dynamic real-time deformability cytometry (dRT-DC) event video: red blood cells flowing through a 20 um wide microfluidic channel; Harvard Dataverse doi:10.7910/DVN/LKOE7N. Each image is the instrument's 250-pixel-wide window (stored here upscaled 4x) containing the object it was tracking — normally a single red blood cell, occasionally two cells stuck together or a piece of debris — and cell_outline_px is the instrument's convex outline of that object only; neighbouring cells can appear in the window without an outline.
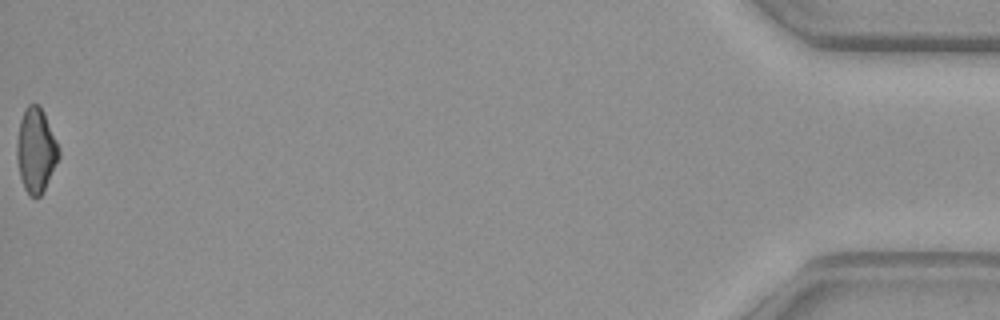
{"species": "common noctule bat (a hibernating species)", "species_latin": "Nyctalus noctula", "temperature_condition": "warm", "stored_images_in_passage": 36, "camera_frame_rate_fps": 3000, "um_per_image_px": 0.085, "animal": {"sex": "female", "body_mass_g": 29.2, "forearm_length_mm": 56.3}, "frame": {"image": 1, "passage_image": 36, "time_ms": 11.667, "image_size_px": [1000, 320], "cell_outline_px": [[60, 156], [40, 196], [28, 196], [24, 188], [20, 176], [16, 156], [16, 144], [20, 120], [28, 104], [36, 104], [44, 112], [56, 140], [60, 152]], "centroid_in_image_um": [3.04, 12.78], "position_along_channel_um": 432.2, "area_um2": 20.35}, "authors_computed_cell_mechanics": {"area_um2": 21.4727, "velocity_mm_per_s": 4.0555, "shape_relaxation_time_tau1_ms": null, "shape_relaxation_time_tau2_ms": 4.2643, "deformation_change_tau1": null, "deformation_change_tau2": 0.1254}}